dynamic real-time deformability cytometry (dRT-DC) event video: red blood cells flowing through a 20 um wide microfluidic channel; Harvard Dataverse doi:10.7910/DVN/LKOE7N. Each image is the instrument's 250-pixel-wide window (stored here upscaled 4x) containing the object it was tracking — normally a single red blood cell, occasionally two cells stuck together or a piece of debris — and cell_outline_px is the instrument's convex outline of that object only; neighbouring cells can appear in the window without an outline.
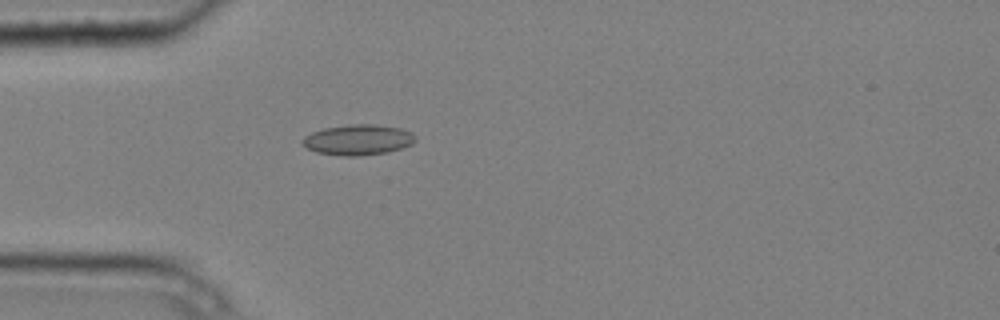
{"species": "common noctule bat (a hibernating species)", "species_latin": "Nyctalus noctula", "temperature_condition": "cold", "stored_images_in_passage": 4, "camera_frame_rate_fps": 3000, "um_per_image_px": 0.085, "animal": {"sex": "male", "body_mass_g": 20.4}, "frame": {"image": 1, "passage_image": 4, "time_ms": 1.0, "image_size_px": [1000, 320], "cell_outline_px": [[416, 140], [412, 144], [388, 152], [360, 156], [344, 156], [316, 152], [300, 144], [300, 140], [304, 136], [312, 132], [324, 128], [348, 124], [372, 124], [400, 128], [412, 132], [416, 136]], "centroid_in_image_um": [30.41, 11.88], "position_along_channel_um": 54.6, "area_um2": 20.23}}